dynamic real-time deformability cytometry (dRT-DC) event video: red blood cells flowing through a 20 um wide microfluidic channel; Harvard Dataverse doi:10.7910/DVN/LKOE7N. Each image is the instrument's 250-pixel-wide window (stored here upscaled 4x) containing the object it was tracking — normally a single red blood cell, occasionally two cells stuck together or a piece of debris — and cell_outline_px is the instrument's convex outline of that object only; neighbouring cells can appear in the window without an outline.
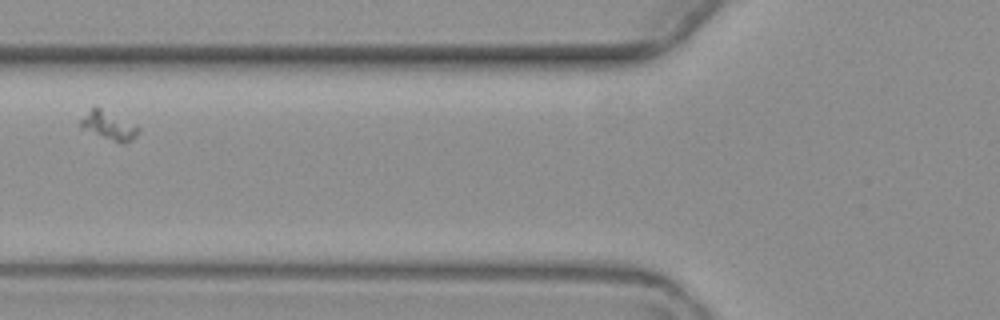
{"species": "common noctule bat (a hibernating species)", "species_latin": "Nyctalus noctula", "temperature_condition": "warm", "stored_images_in_passage": 8, "camera_frame_rate_fps": 3000, "um_per_image_px": 0.085, "animal": {"sex": "female", "body_mass_g": 19.3, "forearm_length_mm": 54.1}, "frame": {"image": 1, "passage_image": 3, "time_ms": 2.333, "image_size_px": [1000, 320], "cell_outline_px": [[140, 132], [132, 140], [124, 144], [120, 144], [80, 128], [80, 120], [92, 104], [96, 104], [136, 124], [140, 128]], "centroid_in_image_um": [9.25, 10.63], "position_along_channel_um": 116.6, "area_um2": 10.23}}